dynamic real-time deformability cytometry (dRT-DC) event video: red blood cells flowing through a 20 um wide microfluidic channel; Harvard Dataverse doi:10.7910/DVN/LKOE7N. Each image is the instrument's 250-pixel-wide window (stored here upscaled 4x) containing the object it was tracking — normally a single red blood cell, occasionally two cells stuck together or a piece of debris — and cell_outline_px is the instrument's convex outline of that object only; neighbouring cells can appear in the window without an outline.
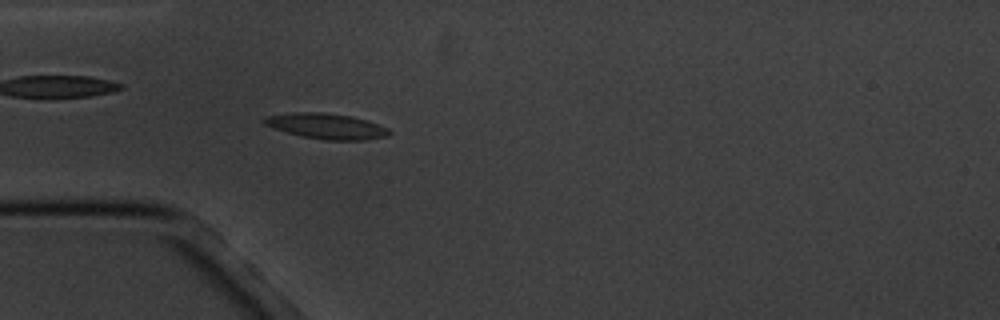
{"species": "common noctule bat (a hibernating species)", "species_latin": "Nyctalus noctula", "temperature_condition": "cold", "stored_images_in_passage": 4, "camera_frame_rate_fps": 3000, "um_per_image_px": 0.085, "animal": {"sex": "male", "body_mass_g": 20.1, "forearm_length_mm": 53.5}, "frame": {"image": 1, "passage_image": 4, "time_ms": 3.333, "image_size_px": [1000, 320], "cell_outline_px": [[392, 132], [388, 136], [364, 140], [324, 140], [300, 136], [272, 128], [264, 124], [260, 120], [264, 116], [296, 112], [324, 112], [352, 116], [388, 128]], "centroid_in_image_um": [27.69, 10.72], "position_along_channel_um": 57.3, "area_um2": 18.73}}